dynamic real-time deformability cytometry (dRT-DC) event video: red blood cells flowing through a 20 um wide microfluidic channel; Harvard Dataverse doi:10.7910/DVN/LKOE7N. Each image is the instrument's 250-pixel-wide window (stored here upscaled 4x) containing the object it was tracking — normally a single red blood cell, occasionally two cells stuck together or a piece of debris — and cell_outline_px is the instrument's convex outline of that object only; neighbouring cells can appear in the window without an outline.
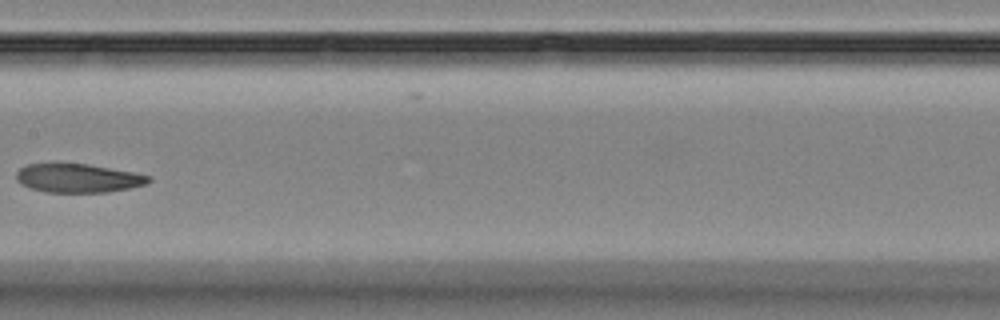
{"species": "Egyptian fruit bat (a non-hibernating species)", "species_latin": "Rousettus aegyptiacus", "temperature_condition": "room temperature", "stored_images_in_passage": 9, "camera_frame_rate_fps": 3000, "um_per_image_px": 0.085, "animal": {"sex": "female"}, "frame": {"image": 1, "passage_image": 6, "time_ms": 6.0, "image_size_px": [1000, 320], "cell_outline_px": [[152, 180], [148, 184], [108, 192], [44, 192], [28, 188], [20, 184], [16, 180], [16, 172], [20, 168], [28, 164], [52, 160], [88, 164], [136, 172], [152, 176]], "centroid_in_image_um": [6.59, 15.1], "position_along_channel_um": 200.8, "area_um2": 23.24}}
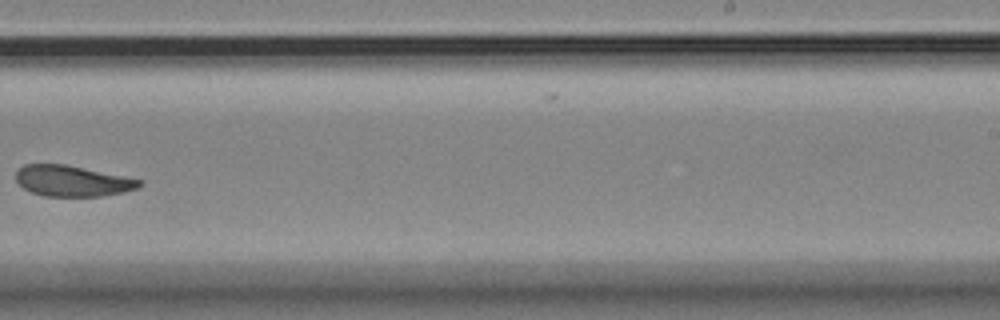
{"frame": {"image": 2, "passage_image": 8, "time_ms": 8.333, "image_size_px": [1000, 320], "cell_outline_px": [[144, 184], [140, 188], [124, 192], [104, 196], [44, 196], [32, 192], [24, 188], [16, 180], [16, 172], [24, 164], [64, 164], [144, 180]], "centroid_in_image_um": [6.2, 15.39], "position_along_channel_um": 282.8, "area_um2": 22.25}}
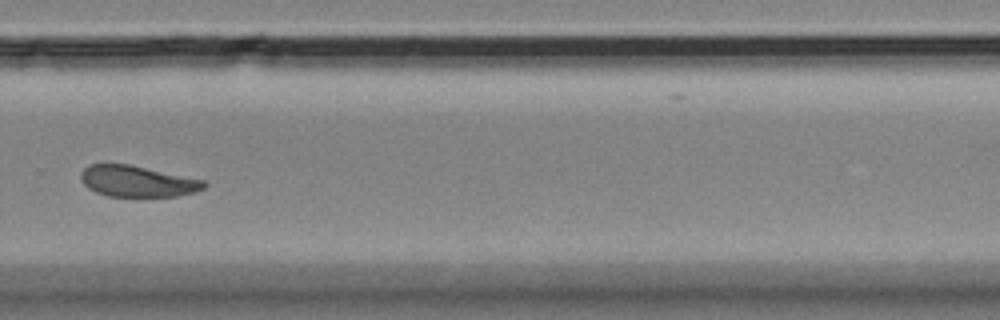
{"frame": {"image": 3, "passage_image": 9, "time_ms": 9.333, "image_size_px": [1000, 320], "cell_outline_px": [[208, 184], [204, 188], [196, 192], [176, 196], [108, 196], [96, 192], [88, 188], [84, 184], [80, 176], [80, 172], [88, 164], [128, 164], [204, 180]], "centroid_in_image_um": [11.67, 15.41], "position_along_channel_um": 318.1, "area_um2": 22.25}}